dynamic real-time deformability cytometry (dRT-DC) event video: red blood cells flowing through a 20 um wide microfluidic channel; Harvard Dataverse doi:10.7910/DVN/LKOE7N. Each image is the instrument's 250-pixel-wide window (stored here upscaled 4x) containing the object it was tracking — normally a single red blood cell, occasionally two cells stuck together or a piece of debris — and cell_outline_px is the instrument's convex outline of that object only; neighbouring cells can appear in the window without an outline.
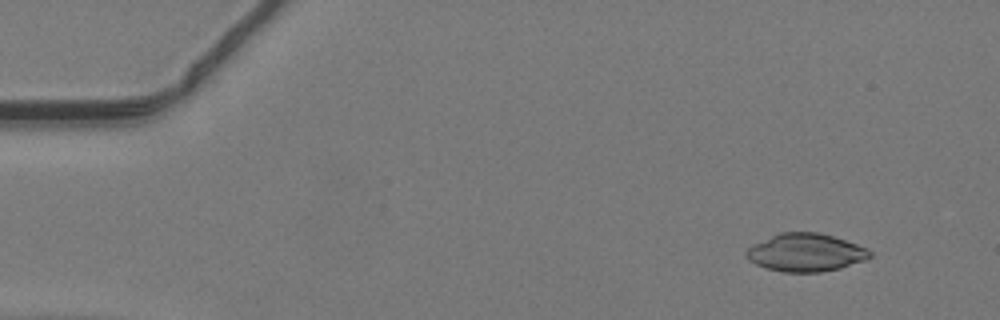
{"species": "common noctule bat (a hibernating species)", "species_latin": "Nyctalus noctula", "temperature_condition": "warm", "stored_images_in_passage": 44, "camera_frame_rate_fps": 3000, "um_per_image_px": 0.085, "animal": {"sex": "male", "body_mass_g": 19.2, "forearm_length_mm": 51.8}, "frame": {"image": 1, "passage_image": 1, "time_ms": 0.0, "image_size_px": [1000, 320], "cell_outline_px": [[872, 256], [864, 260], [840, 268], [820, 272], [784, 272], [764, 268], [748, 260], [744, 256], [744, 252], [752, 244], [780, 232], [820, 232], [868, 248], [872, 252]], "centroid_in_image_um": [68.44, 21.46], "position_along_channel_um": 16.6, "area_um2": 27.46}}
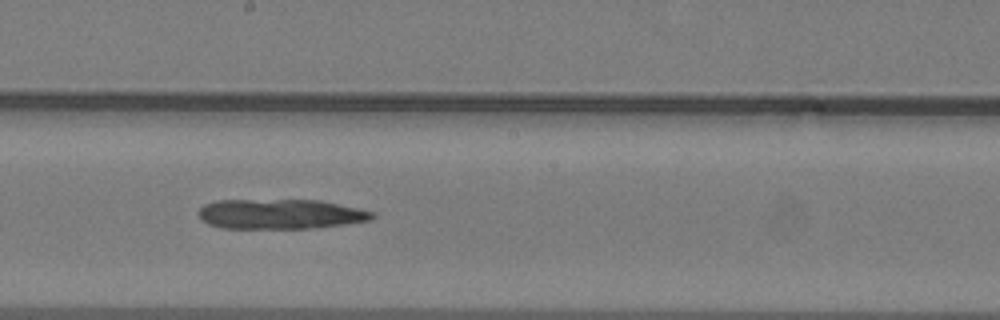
{"frame": {"image": 2, "passage_image": 23, "time_ms": 7.333, "image_size_px": [1000, 320], "cell_outline_px": [[376, 216], [372, 220], [344, 224], [308, 228], [220, 228], [208, 224], [200, 220], [196, 212], [204, 204], [216, 200], [320, 200], [376, 212]], "centroid_in_image_um": [23.79, 18.19], "position_along_channel_um": 224.4, "area_um2": 30.46}}
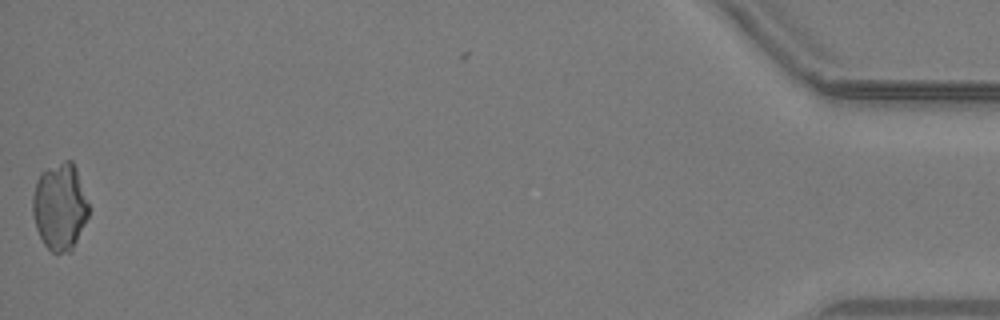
{"frame": {"image": 3, "passage_image": 44, "time_ms": 14.333, "image_size_px": [1000, 320], "cell_outline_px": [[88, 216], [72, 252], [52, 252], [44, 244], [36, 228], [32, 212], [32, 196], [36, 180], [40, 172], [64, 160], [72, 160], [76, 168], [88, 204]], "centroid_in_image_um": [5.07, 17.57], "position_along_channel_um": 430.1, "area_um2": 28.38}}